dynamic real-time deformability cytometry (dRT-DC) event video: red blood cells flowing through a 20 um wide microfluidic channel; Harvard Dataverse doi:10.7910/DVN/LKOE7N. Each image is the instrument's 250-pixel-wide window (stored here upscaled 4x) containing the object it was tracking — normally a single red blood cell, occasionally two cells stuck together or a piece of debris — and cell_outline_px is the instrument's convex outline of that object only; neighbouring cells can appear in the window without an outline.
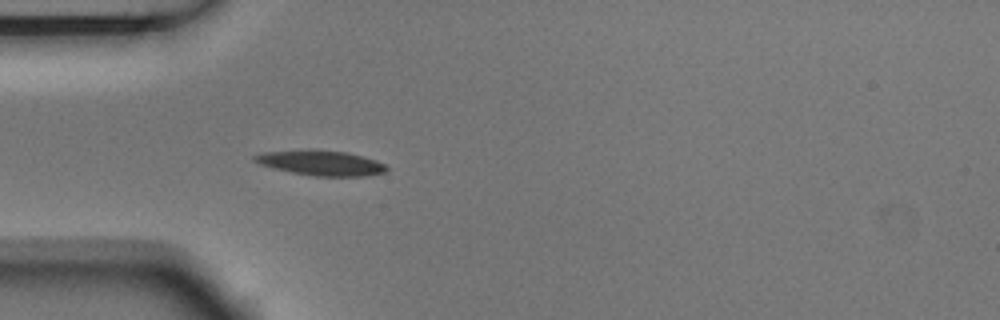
{"species": "Egyptian fruit bat (a non-hibernating species)", "species_latin": "Rousettus aegyptiacus", "temperature_condition": "room temperature", "stored_images_in_passage": 4, "camera_frame_rate_fps": 3000, "um_per_image_px": 0.085, "animal": {"sex": "male"}, "frame": {"image": 1, "passage_image": 4, "time_ms": 1.0, "image_size_px": [1000, 320], "cell_outline_px": [[388, 168], [384, 172], [368, 176], [312, 176], [292, 172], [260, 164], [252, 160], [252, 156], [264, 152], [348, 152], [364, 156], [376, 160], [384, 164]], "centroid_in_image_um": [27.36, 13.89], "position_along_channel_um": 57.6, "area_um2": 18.32}}